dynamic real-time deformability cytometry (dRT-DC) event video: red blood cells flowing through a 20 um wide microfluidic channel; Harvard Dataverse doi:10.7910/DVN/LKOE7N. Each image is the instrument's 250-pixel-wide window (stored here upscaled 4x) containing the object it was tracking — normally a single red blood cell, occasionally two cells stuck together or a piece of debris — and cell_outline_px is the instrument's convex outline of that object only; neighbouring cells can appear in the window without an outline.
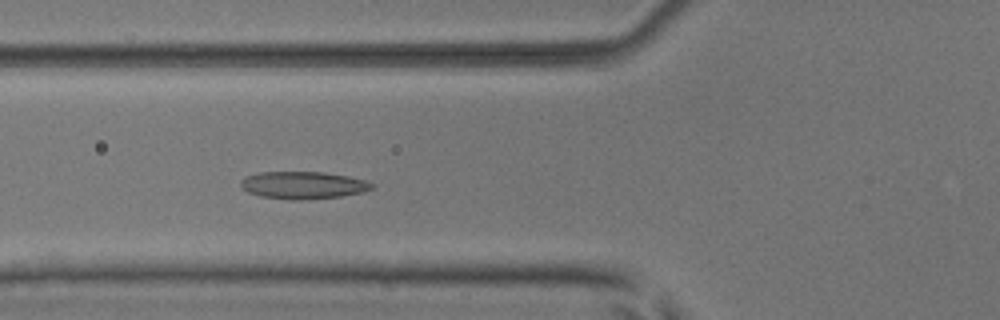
{"species": "common noctule bat (a hibernating species)", "species_latin": "Nyctalus noctula", "temperature_condition": "room temperature", "stored_images_in_passage": 6, "camera_frame_rate_fps": 3000, "um_per_image_px": 0.085, "animal": {"sex": "male", "body_mass_g": 17.9, "forearm_length_mm": 54.2}, "frame": {"image": 1, "passage_image": 6, "time_ms": 1.667, "image_size_px": [1000, 320], "cell_outline_px": [[376, 188], [364, 192], [340, 196], [300, 200], [288, 200], [260, 196], [248, 192], [240, 184], [240, 180], [244, 176], [260, 172], [324, 172], [348, 176], [364, 180], [376, 184]], "centroid_in_image_um": [25.79, 15.74], "position_along_channel_um": 100.0, "area_um2": 21.1}}